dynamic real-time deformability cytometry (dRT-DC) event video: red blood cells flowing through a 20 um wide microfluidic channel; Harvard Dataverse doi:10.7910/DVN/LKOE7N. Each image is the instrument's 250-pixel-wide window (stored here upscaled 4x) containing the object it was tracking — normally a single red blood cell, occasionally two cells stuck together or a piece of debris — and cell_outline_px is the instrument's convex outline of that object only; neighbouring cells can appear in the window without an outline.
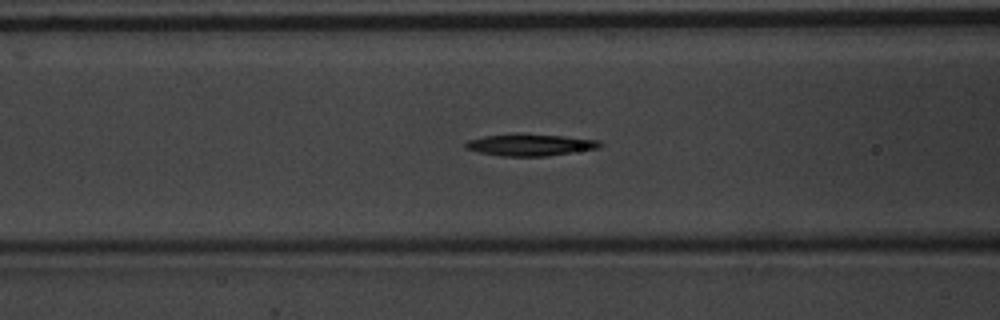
{"species": "common noctule bat (a hibernating species)", "species_latin": "Nyctalus noctula", "temperature_condition": "warm", "stored_images_in_passage": 54, "camera_frame_rate_fps": 3000, "um_per_image_px": 0.085, "animal": {"sex": "male", "body_mass_g": 20.1, "forearm_length_mm": 53.5}, "frame": {"image": 1, "passage_image": 21, "time_ms": 6.667, "image_size_px": [1000, 320], "cell_outline_px": [[604, 144], [600, 148], [544, 156], [500, 156], [480, 152], [464, 148], [464, 144], [468, 140], [484, 136], [520, 132], [564, 136], [600, 140]], "centroid_in_image_um": [45.07, 12.29], "position_along_channel_um": 121.5, "area_um2": 17.4}}
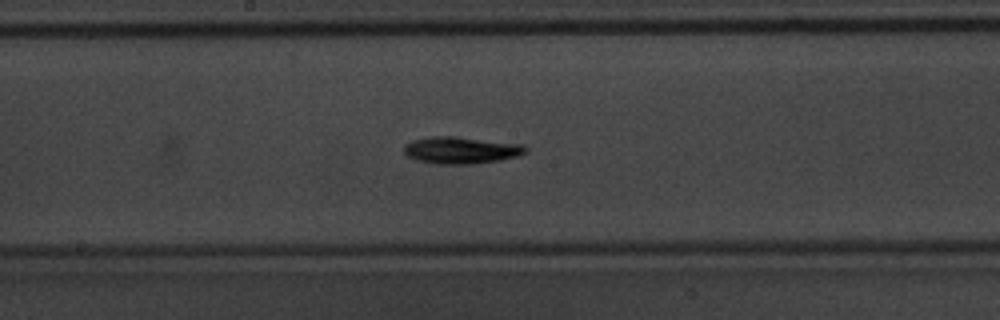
{"frame": {"image": 2, "passage_image": 28, "time_ms": 9.0, "image_size_px": [1000, 320], "cell_outline_px": [[528, 152], [516, 156], [500, 160], [472, 164], [436, 164], [416, 160], [408, 156], [404, 152], [404, 144], [412, 140], [432, 136], [452, 136], [520, 144], [528, 148]], "centroid_in_image_um": [39.16, 12.77], "position_along_channel_um": 209.0, "area_um2": 19.02}}
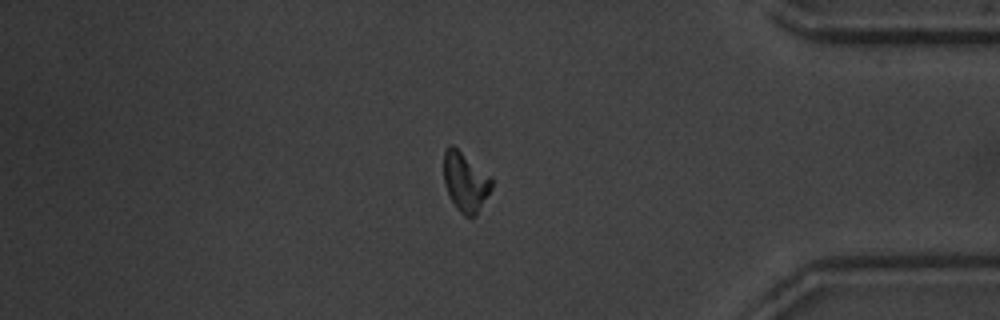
{"frame": {"image": 3, "passage_image": 45, "time_ms": 14.667, "image_size_px": [1000, 320], "cell_outline_px": [[492, 188], [476, 216], [472, 220], [468, 220], [456, 208], [444, 184], [444, 152], [448, 144], [452, 144], [492, 176]], "centroid_in_image_um": [39.57, 15.48], "position_along_channel_um": 395.6, "area_um2": 16.88}, "authors_computed_cell_mechanics": {"area_um2": 16.7909, "velocity_mm_per_s": 3.7438, "shape_relaxation_time_tau1_ms": 3.248, "shape_relaxation_time_tau2_ms": null, "deformation_change_tau1": 0.1178, "deformation_change_tau2": null}}